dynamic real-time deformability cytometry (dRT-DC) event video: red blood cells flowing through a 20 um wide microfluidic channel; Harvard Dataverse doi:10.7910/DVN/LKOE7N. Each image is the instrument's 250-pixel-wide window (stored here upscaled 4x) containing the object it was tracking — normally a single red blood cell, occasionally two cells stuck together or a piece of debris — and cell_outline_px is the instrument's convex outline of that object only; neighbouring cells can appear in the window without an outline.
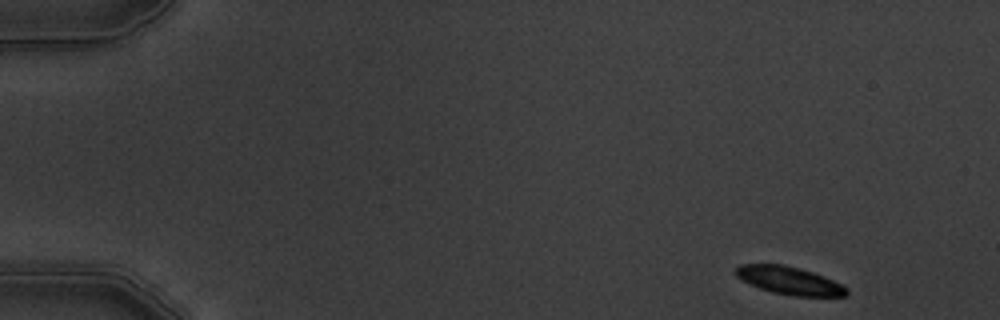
{"species": "common noctule bat (a hibernating species)", "species_latin": "Nyctalus noctula", "temperature_condition": "warm", "stored_images_in_passage": 5, "camera_frame_rate_fps": 3000, "um_per_image_px": 0.085, "animal": {"sex": "male", "body_mass_g": 19.5, "forearm_length_mm": 54.6}, "frame": {"image": 1, "passage_image": 1, "time_ms": 0.0, "image_size_px": [1000, 320], "cell_outline_px": [[848, 292], [844, 296], [796, 296], [772, 292], [748, 284], [740, 280], [732, 272], [740, 264], [784, 264], [800, 268], [824, 276], [848, 288]], "centroid_in_image_um": [67.03, 23.83], "position_along_channel_um": 18.0, "area_um2": 18.09}}
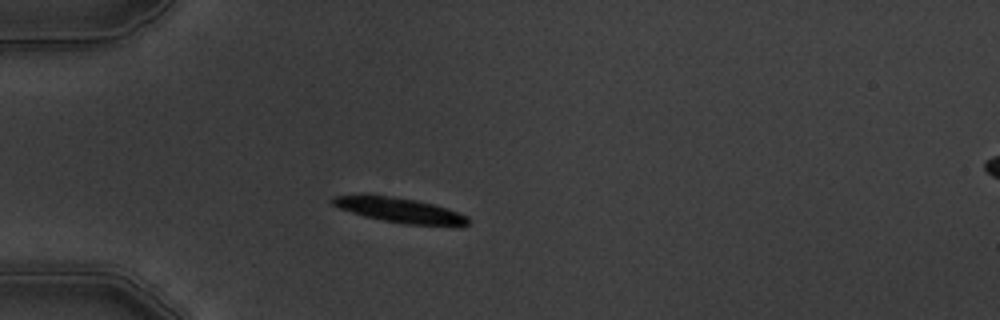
{"frame": {"image": 2, "passage_image": 4, "time_ms": 3.667, "image_size_px": [1000, 320], "cell_outline_px": [[468, 224], [460, 228], [456, 228], [404, 224], [364, 216], [340, 208], [332, 204], [328, 200], [332, 196], [392, 196], [416, 200], [448, 208], [468, 216]], "centroid_in_image_um": [34.12, 17.92], "position_along_channel_um": 50.9, "area_um2": 19.83}}